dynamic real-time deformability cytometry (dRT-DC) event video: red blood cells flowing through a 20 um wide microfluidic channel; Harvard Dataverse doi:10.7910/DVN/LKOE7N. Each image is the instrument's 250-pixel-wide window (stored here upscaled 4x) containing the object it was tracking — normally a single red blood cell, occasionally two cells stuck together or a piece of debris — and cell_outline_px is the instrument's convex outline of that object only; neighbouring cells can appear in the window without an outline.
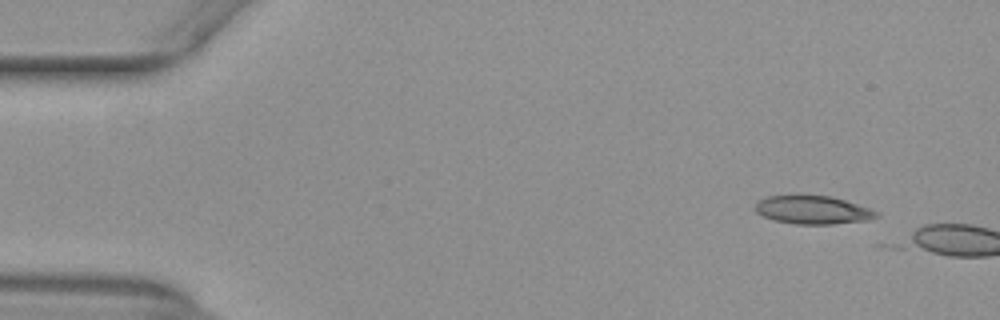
{"species": "common noctule bat (a hibernating species)", "species_latin": "Nyctalus noctula", "temperature_condition": "warm", "stored_images_in_passage": 3, "camera_frame_rate_fps": 3000, "um_per_image_px": 0.085, "animal": {"sex": "female", "body_mass_g": 29.2, "forearm_length_mm": 56.3}, "frame": {"image": 1, "passage_image": 1, "time_ms": 0.0, "image_size_px": [1000, 320], "cell_outline_px": [[880, 216], [868, 220], [832, 224], [796, 224], [776, 220], [764, 216], [756, 212], [756, 200], [764, 196], [792, 192], [804, 192], [832, 196], [880, 212]], "centroid_in_image_um": [69.03, 17.77], "position_along_channel_um": 16.0, "area_um2": 20.92}}